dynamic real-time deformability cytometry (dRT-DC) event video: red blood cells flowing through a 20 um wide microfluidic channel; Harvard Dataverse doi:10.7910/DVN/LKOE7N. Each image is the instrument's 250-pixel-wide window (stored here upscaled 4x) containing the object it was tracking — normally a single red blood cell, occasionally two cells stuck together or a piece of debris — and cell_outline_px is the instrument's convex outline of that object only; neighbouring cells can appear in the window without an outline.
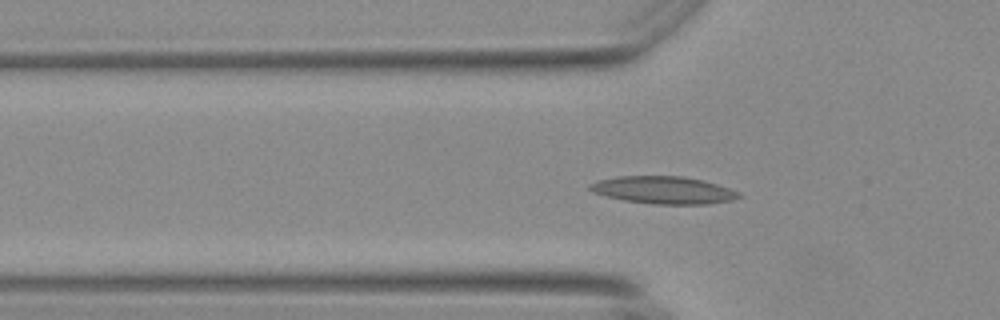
{"species": "Egyptian fruit bat (a non-hibernating species)", "species_latin": "Rousettus aegyptiacus", "temperature_condition": "warm", "stored_images_in_passage": 49, "camera_frame_rate_fps": 3000, "um_per_image_px": 0.085, "animal": {"sex": "female"}, "frame": {"image": 1, "passage_image": 18, "time_ms": 5.667, "image_size_px": [1000, 320], "cell_outline_px": [[744, 196], [732, 200], [708, 204], [652, 204], [624, 200], [592, 192], [588, 188], [588, 184], [600, 180], [616, 176], [680, 176], [704, 180], [740, 192]], "centroid_in_image_um": [56.41, 16.16], "position_along_channel_um": 69.4, "area_um2": 23.81}}
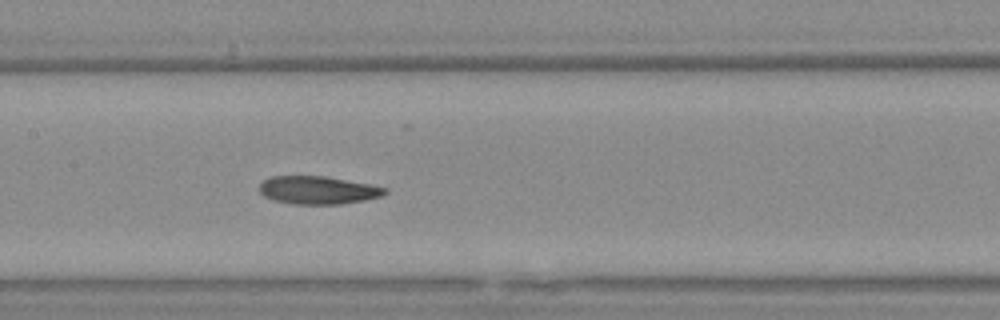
{"frame": {"image": 2, "passage_image": 27, "time_ms": 8.667, "image_size_px": [1000, 320], "cell_outline_px": [[388, 192], [380, 196], [364, 200], [340, 204], [296, 204], [272, 200], [264, 196], [260, 192], [260, 184], [264, 180], [272, 176], [324, 176], [368, 184], [388, 188]], "centroid_in_image_um": [27.01, 16.16], "position_along_channel_um": 180.4, "area_um2": 20.29}}
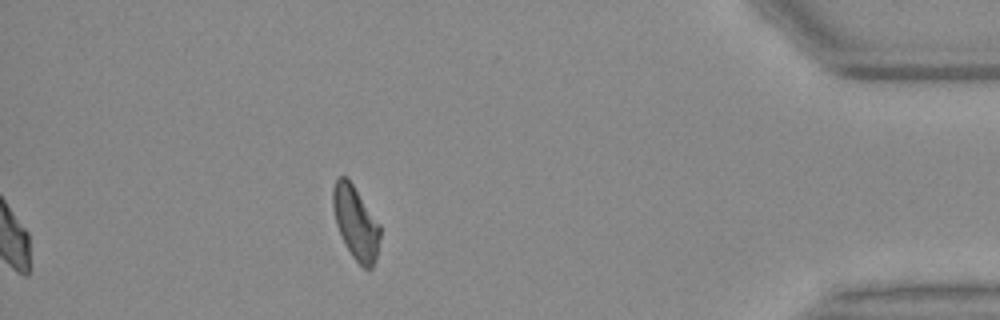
{"frame": {"image": 3, "passage_image": 49, "time_ms": 16.0, "image_size_px": [1000, 320], "cell_outline_px": [[380, 236], [376, 260], [372, 268], [364, 268], [352, 256], [336, 224], [332, 208], [332, 188], [336, 180], [340, 176], [344, 176], [352, 184], [380, 224]], "centroid_in_image_um": [30.23, 18.93], "position_along_channel_um": 405.0, "area_um2": 19.77}, "authors_computed_cell_mechanics": {"area_um2": 20.7502, "velocity_mm_per_s": 3.6991, "shape_relaxation_time_tau1_ms": null, "shape_relaxation_time_tau2_ms": 4.4226, "deformation_change_tau1": null, "deformation_change_tau2": 0.1284}}